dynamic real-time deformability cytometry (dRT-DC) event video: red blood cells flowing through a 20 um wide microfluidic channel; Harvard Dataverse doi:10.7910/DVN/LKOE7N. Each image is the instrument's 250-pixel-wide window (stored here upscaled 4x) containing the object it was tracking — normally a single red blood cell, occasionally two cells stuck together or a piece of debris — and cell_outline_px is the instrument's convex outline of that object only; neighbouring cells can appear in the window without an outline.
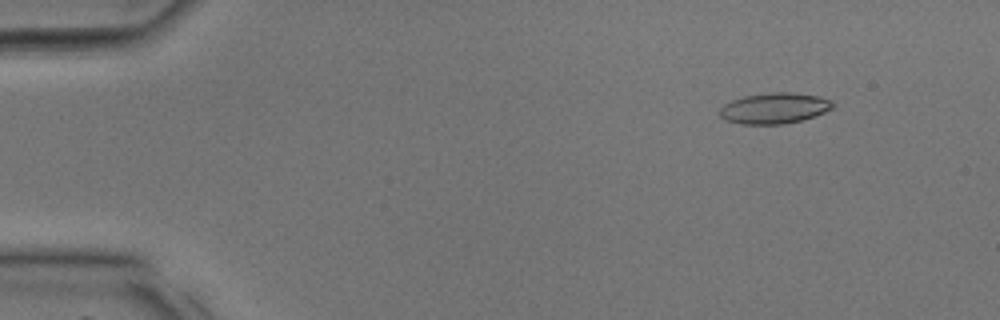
{"species": "common noctule bat (a hibernating species)", "species_latin": "Nyctalus noctula", "temperature_condition": "room temperature", "stored_images_in_passage": 9, "camera_frame_rate_fps": 3000, "um_per_image_px": 0.085, "animal": {"sex": "male", "body_mass_g": 17.9, "forearm_length_mm": 54.2}, "frame": {"image": 1, "passage_image": 4, "time_ms": 1.0, "image_size_px": [1000, 320], "cell_outline_px": [[836, 104], [832, 108], [824, 112], [800, 120], [784, 124], [740, 124], [728, 120], [720, 116], [720, 108], [724, 104], [732, 100], [744, 96], [768, 92], [792, 92], [820, 96], [832, 100]], "centroid_in_image_um": [65.84, 9.18], "position_along_channel_um": 19.2, "area_um2": 20.29}}